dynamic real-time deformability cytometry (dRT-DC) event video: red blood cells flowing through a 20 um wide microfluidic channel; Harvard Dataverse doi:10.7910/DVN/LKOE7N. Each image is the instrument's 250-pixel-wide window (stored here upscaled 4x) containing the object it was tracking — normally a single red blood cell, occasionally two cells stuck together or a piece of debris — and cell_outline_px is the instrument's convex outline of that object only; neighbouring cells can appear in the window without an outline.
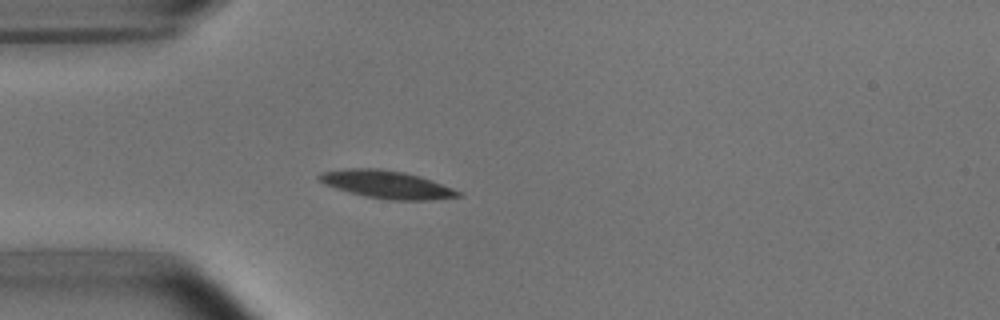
{"species": "common noctule bat (a hibernating species)", "species_latin": "Nyctalus noctula", "temperature_condition": "room temperature", "stored_images_in_passage": 5, "camera_frame_rate_fps": 3000, "um_per_image_px": 0.085, "animal": {"sex": "male", "body_mass_g": 15.6}, "frame": {"image": 1, "passage_image": 5, "time_ms": 4.667, "image_size_px": [1000, 320], "cell_outline_px": [[464, 196], [432, 200], [388, 200], [364, 196], [336, 188], [324, 184], [316, 180], [316, 176], [320, 172], [344, 168], [380, 168], [404, 172], [420, 176], [432, 180], [452, 188], [460, 192]], "centroid_in_image_um": [32.84, 15.67], "position_along_channel_um": 52.2, "area_um2": 22.77}}